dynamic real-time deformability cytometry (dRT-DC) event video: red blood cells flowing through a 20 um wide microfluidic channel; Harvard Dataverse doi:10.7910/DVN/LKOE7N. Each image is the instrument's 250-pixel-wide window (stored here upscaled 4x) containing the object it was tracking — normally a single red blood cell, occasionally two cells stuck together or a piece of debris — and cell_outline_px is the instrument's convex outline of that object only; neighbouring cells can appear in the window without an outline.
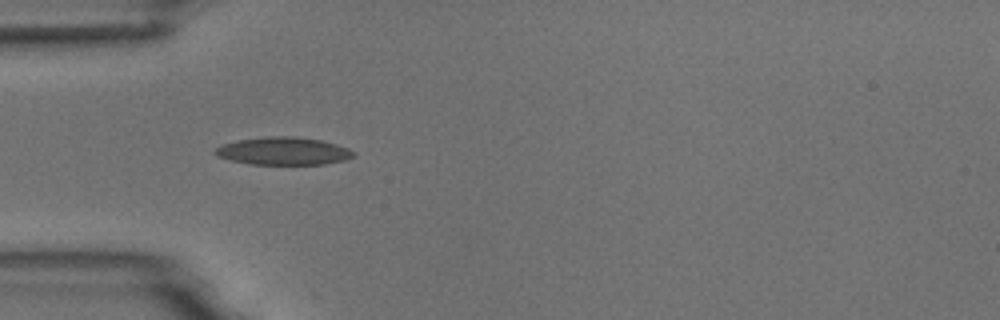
{"species": "common noctule bat (a hibernating species)", "species_latin": "Nyctalus noctula", "temperature_condition": "room temperature", "stored_images_in_passage": 2, "camera_frame_rate_fps": 3000, "um_per_image_px": 0.085, "animal": {"sex": "male", "body_mass_g": 18.8}, "frame": {"image": 1, "passage_image": 1, "time_ms": 0.0, "image_size_px": [1000, 320], "cell_outline_px": [[356, 156], [344, 160], [324, 164], [248, 164], [216, 156], [212, 152], [216, 148], [224, 144], [236, 140], [268, 136], [292, 136], [320, 140], [336, 144], [348, 148], [356, 152]], "centroid_in_image_um": [24.09, 12.84], "position_along_channel_um": 60.9, "area_um2": 22.37}}